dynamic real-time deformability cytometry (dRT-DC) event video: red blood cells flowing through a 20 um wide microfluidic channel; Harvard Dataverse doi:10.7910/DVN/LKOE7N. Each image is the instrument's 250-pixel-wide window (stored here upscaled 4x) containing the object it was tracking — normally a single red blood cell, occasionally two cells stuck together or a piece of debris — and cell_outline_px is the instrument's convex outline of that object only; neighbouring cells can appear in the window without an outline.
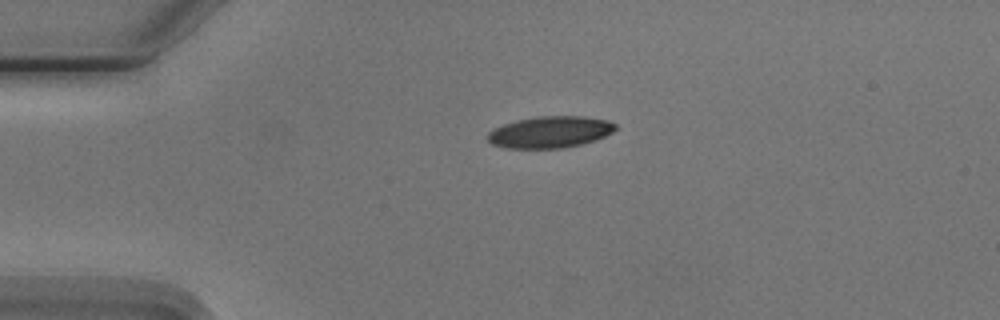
{"species": "Egyptian fruit bat (a non-hibernating species)", "species_latin": "Rousettus aegyptiacus", "temperature_condition": "cold", "stored_images_in_passage": 2, "camera_frame_rate_fps": 3000, "um_per_image_px": 0.085, "animal": {"sex": "male"}, "frame": {"image": 1, "passage_image": 1, "time_ms": 0.0, "image_size_px": [1000, 320], "cell_outline_px": [[616, 128], [612, 132], [596, 140], [564, 148], [504, 148], [492, 144], [488, 140], [488, 132], [504, 124], [516, 120], [536, 116], [584, 116], [608, 120], [616, 124]], "centroid_in_image_um": [46.76, 11.22], "position_along_channel_um": 38.2, "area_um2": 23.52}}